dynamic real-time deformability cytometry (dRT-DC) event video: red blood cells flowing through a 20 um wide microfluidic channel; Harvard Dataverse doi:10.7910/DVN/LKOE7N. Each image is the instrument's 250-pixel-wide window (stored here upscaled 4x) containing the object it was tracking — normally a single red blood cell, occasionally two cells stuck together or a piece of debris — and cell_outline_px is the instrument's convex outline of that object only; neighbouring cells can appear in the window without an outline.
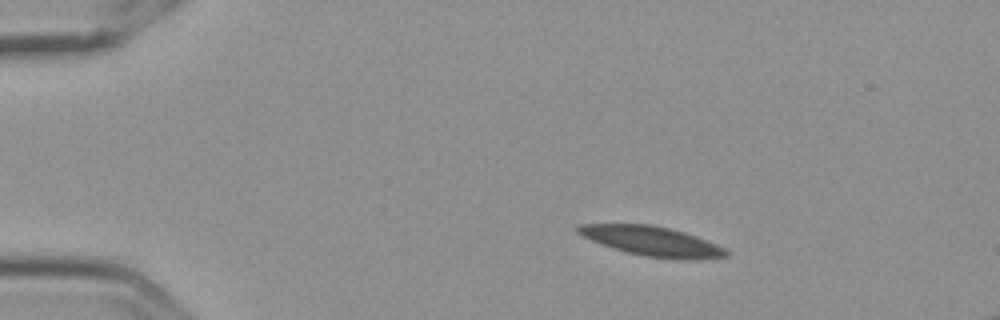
{"species": "Egyptian fruit bat (a non-hibernating species)", "species_latin": "Rousettus aegyptiacus", "temperature_condition": "cold", "stored_images_in_passage": 58, "camera_frame_rate_fps": 3000, "um_per_image_px": 0.085, "frame": {"image": 1, "passage_image": 10, "time_ms": 3.0, "image_size_px": [1000, 320], "cell_outline_px": [[728, 256], [692, 260], [684, 260], [644, 256], [612, 248], [592, 240], [576, 232], [576, 228], [580, 224], [652, 224], [684, 232], [696, 236], [716, 244], [724, 248], [728, 252]], "centroid_in_image_um": [55.43, 20.5], "position_along_channel_um": 29.6, "area_um2": 25.32}}
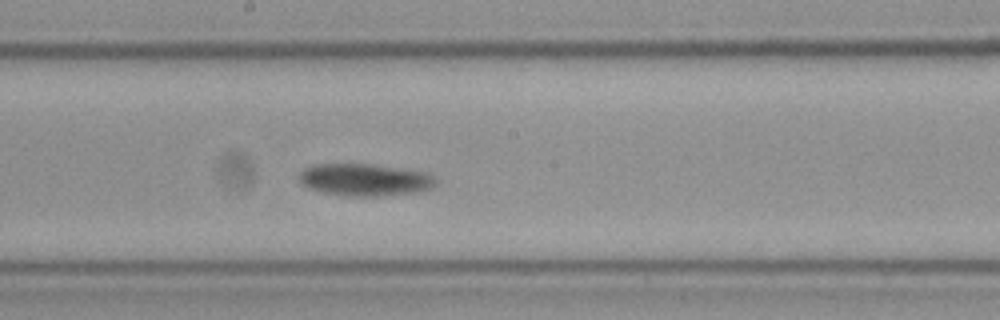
{"frame": {"image": 2, "passage_image": 32, "time_ms": 10.333, "image_size_px": [1000, 320], "cell_outline_px": [[436, 184], [432, 188], [420, 192], [380, 196], [344, 196], [324, 192], [312, 188], [304, 184], [300, 180], [300, 172], [304, 168], [316, 164], [372, 164], [428, 172], [436, 180]], "centroid_in_image_um": [31.07, 15.28], "position_along_channel_um": 217.1, "area_um2": 25.61}}
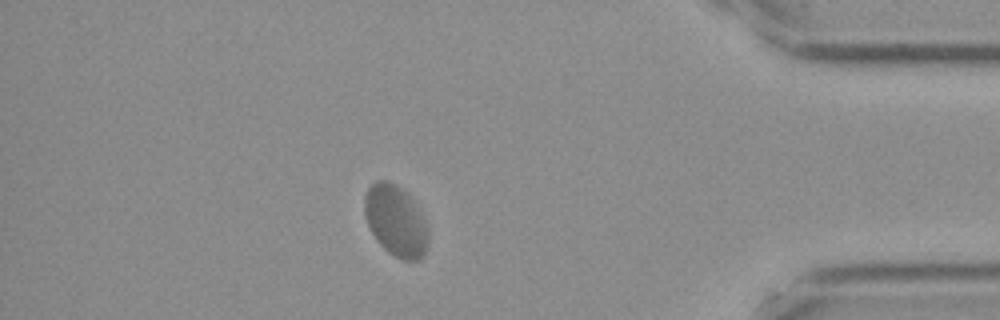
{"frame": {"image": 3, "passage_image": 51, "time_ms": 16.667, "image_size_px": [1000, 320], "cell_outline_px": [[428, 240], [424, 252], [420, 260], [400, 260], [388, 252], [376, 240], [364, 216], [364, 196], [368, 188], [376, 180], [388, 180], [404, 188], [408, 192], [416, 204], [428, 228]], "centroid_in_image_um": [33.63, 18.74], "position_along_channel_um": 401.6, "area_um2": 26.65}, "authors_computed_cell_mechanics": {"area_um2": 25.5476, "velocity_mm_per_s": 3.4697, "shape_relaxation_time_tau1_ms": null, "shape_relaxation_time_tau2_ms": 1.7293, "deformation_change_tau1": null, "deformation_change_tau2": 0.0338}}